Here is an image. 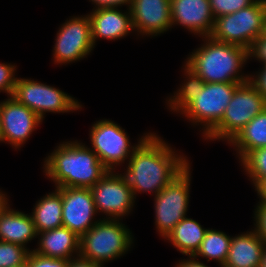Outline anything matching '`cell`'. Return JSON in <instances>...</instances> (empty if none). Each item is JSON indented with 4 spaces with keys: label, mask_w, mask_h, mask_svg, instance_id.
I'll use <instances>...</instances> for the list:
<instances>
[{
    "label": "cell",
    "mask_w": 266,
    "mask_h": 267,
    "mask_svg": "<svg viewBox=\"0 0 266 267\" xmlns=\"http://www.w3.org/2000/svg\"><path fill=\"white\" fill-rule=\"evenodd\" d=\"M89 1H92L93 4H95V9L93 8L92 10L100 8H118L122 5H126L129 9L132 3V0H89Z\"/></svg>",
    "instance_id": "836d02e7"
},
{
    "label": "cell",
    "mask_w": 266,
    "mask_h": 267,
    "mask_svg": "<svg viewBox=\"0 0 266 267\" xmlns=\"http://www.w3.org/2000/svg\"><path fill=\"white\" fill-rule=\"evenodd\" d=\"M146 133L140 138L137 145H131L130 140L122 127L114 121L103 119L96 121L90 130L92 150L108 170H115L131 157L138 145L149 135ZM116 165V166H115Z\"/></svg>",
    "instance_id": "30bf717a"
},
{
    "label": "cell",
    "mask_w": 266,
    "mask_h": 267,
    "mask_svg": "<svg viewBox=\"0 0 266 267\" xmlns=\"http://www.w3.org/2000/svg\"><path fill=\"white\" fill-rule=\"evenodd\" d=\"M44 161L45 176L55 187L91 188L108 169L85 144L67 141L59 144Z\"/></svg>",
    "instance_id": "7a4b0ae2"
},
{
    "label": "cell",
    "mask_w": 266,
    "mask_h": 267,
    "mask_svg": "<svg viewBox=\"0 0 266 267\" xmlns=\"http://www.w3.org/2000/svg\"><path fill=\"white\" fill-rule=\"evenodd\" d=\"M38 237V248L33 251L39 255L66 260L79 256L80 237L67 227L40 232Z\"/></svg>",
    "instance_id": "ac0fdd59"
},
{
    "label": "cell",
    "mask_w": 266,
    "mask_h": 267,
    "mask_svg": "<svg viewBox=\"0 0 266 267\" xmlns=\"http://www.w3.org/2000/svg\"><path fill=\"white\" fill-rule=\"evenodd\" d=\"M88 15L94 47L98 38L118 40L134 30L130 9L123 13L118 8H100Z\"/></svg>",
    "instance_id": "e0dca14e"
},
{
    "label": "cell",
    "mask_w": 266,
    "mask_h": 267,
    "mask_svg": "<svg viewBox=\"0 0 266 267\" xmlns=\"http://www.w3.org/2000/svg\"><path fill=\"white\" fill-rule=\"evenodd\" d=\"M1 120L0 142H8L16 149L23 146L43 121L12 96L1 102Z\"/></svg>",
    "instance_id": "5bb4252c"
},
{
    "label": "cell",
    "mask_w": 266,
    "mask_h": 267,
    "mask_svg": "<svg viewBox=\"0 0 266 267\" xmlns=\"http://www.w3.org/2000/svg\"><path fill=\"white\" fill-rule=\"evenodd\" d=\"M255 191H257L258 196L260 197L259 202L266 203V178H263L256 186Z\"/></svg>",
    "instance_id": "8d00e7d4"
},
{
    "label": "cell",
    "mask_w": 266,
    "mask_h": 267,
    "mask_svg": "<svg viewBox=\"0 0 266 267\" xmlns=\"http://www.w3.org/2000/svg\"><path fill=\"white\" fill-rule=\"evenodd\" d=\"M204 44L188 55L185 64L205 83H244L241 69L249 60V50L204 37ZM241 73V74H240Z\"/></svg>",
    "instance_id": "3957f363"
},
{
    "label": "cell",
    "mask_w": 266,
    "mask_h": 267,
    "mask_svg": "<svg viewBox=\"0 0 266 267\" xmlns=\"http://www.w3.org/2000/svg\"><path fill=\"white\" fill-rule=\"evenodd\" d=\"M37 236L38 233L31 214L13 210L9 204L0 213V241L25 247L29 241Z\"/></svg>",
    "instance_id": "ffe728a7"
},
{
    "label": "cell",
    "mask_w": 266,
    "mask_h": 267,
    "mask_svg": "<svg viewBox=\"0 0 266 267\" xmlns=\"http://www.w3.org/2000/svg\"><path fill=\"white\" fill-rule=\"evenodd\" d=\"M1 102H0V138H1Z\"/></svg>",
    "instance_id": "60d3db41"
},
{
    "label": "cell",
    "mask_w": 266,
    "mask_h": 267,
    "mask_svg": "<svg viewBox=\"0 0 266 267\" xmlns=\"http://www.w3.org/2000/svg\"><path fill=\"white\" fill-rule=\"evenodd\" d=\"M190 164L154 197L155 226L164 239L188 210L191 181Z\"/></svg>",
    "instance_id": "52a82bcc"
},
{
    "label": "cell",
    "mask_w": 266,
    "mask_h": 267,
    "mask_svg": "<svg viewBox=\"0 0 266 267\" xmlns=\"http://www.w3.org/2000/svg\"><path fill=\"white\" fill-rule=\"evenodd\" d=\"M260 267H266V247L263 251V256L261 258Z\"/></svg>",
    "instance_id": "f35d334b"
},
{
    "label": "cell",
    "mask_w": 266,
    "mask_h": 267,
    "mask_svg": "<svg viewBox=\"0 0 266 267\" xmlns=\"http://www.w3.org/2000/svg\"><path fill=\"white\" fill-rule=\"evenodd\" d=\"M264 241L252 229L232 237L227 259L222 267H260Z\"/></svg>",
    "instance_id": "d6986e66"
},
{
    "label": "cell",
    "mask_w": 266,
    "mask_h": 267,
    "mask_svg": "<svg viewBox=\"0 0 266 267\" xmlns=\"http://www.w3.org/2000/svg\"><path fill=\"white\" fill-rule=\"evenodd\" d=\"M171 0H132L130 12L134 31L157 36L172 28Z\"/></svg>",
    "instance_id": "9a60e30c"
},
{
    "label": "cell",
    "mask_w": 266,
    "mask_h": 267,
    "mask_svg": "<svg viewBox=\"0 0 266 267\" xmlns=\"http://www.w3.org/2000/svg\"><path fill=\"white\" fill-rule=\"evenodd\" d=\"M42 120L47 112L66 113L77 111L82 105L62 90L31 79L17 78L12 94Z\"/></svg>",
    "instance_id": "ba28073f"
},
{
    "label": "cell",
    "mask_w": 266,
    "mask_h": 267,
    "mask_svg": "<svg viewBox=\"0 0 266 267\" xmlns=\"http://www.w3.org/2000/svg\"><path fill=\"white\" fill-rule=\"evenodd\" d=\"M266 109V100L250 82L241 83L226 108L221 121L205 136L206 140L228 143L254 117Z\"/></svg>",
    "instance_id": "8992f818"
},
{
    "label": "cell",
    "mask_w": 266,
    "mask_h": 267,
    "mask_svg": "<svg viewBox=\"0 0 266 267\" xmlns=\"http://www.w3.org/2000/svg\"><path fill=\"white\" fill-rule=\"evenodd\" d=\"M30 251L21 245L0 241V267L25 265Z\"/></svg>",
    "instance_id": "4316f807"
},
{
    "label": "cell",
    "mask_w": 266,
    "mask_h": 267,
    "mask_svg": "<svg viewBox=\"0 0 266 267\" xmlns=\"http://www.w3.org/2000/svg\"><path fill=\"white\" fill-rule=\"evenodd\" d=\"M15 72V65L0 63V92H5L8 96H12L17 81V77L14 75Z\"/></svg>",
    "instance_id": "f1b7e54d"
},
{
    "label": "cell",
    "mask_w": 266,
    "mask_h": 267,
    "mask_svg": "<svg viewBox=\"0 0 266 267\" xmlns=\"http://www.w3.org/2000/svg\"><path fill=\"white\" fill-rule=\"evenodd\" d=\"M56 37L52 57L55 64H68L87 57L94 48L89 15L66 20Z\"/></svg>",
    "instance_id": "7c38bea8"
},
{
    "label": "cell",
    "mask_w": 266,
    "mask_h": 267,
    "mask_svg": "<svg viewBox=\"0 0 266 267\" xmlns=\"http://www.w3.org/2000/svg\"><path fill=\"white\" fill-rule=\"evenodd\" d=\"M68 267H104V266L78 256L69 260Z\"/></svg>",
    "instance_id": "e575fe53"
},
{
    "label": "cell",
    "mask_w": 266,
    "mask_h": 267,
    "mask_svg": "<svg viewBox=\"0 0 266 267\" xmlns=\"http://www.w3.org/2000/svg\"><path fill=\"white\" fill-rule=\"evenodd\" d=\"M232 237L223 231L208 229L199 249L193 257H203L207 261H217L222 267L227 259Z\"/></svg>",
    "instance_id": "cb8c5ba5"
},
{
    "label": "cell",
    "mask_w": 266,
    "mask_h": 267,
    "mask_svg": "<svg viewBox=\"0 0 266 267\" xmlns=\"http://www.w3.org/2000/svg\"><path fill=\"white\" fill-rule=\"evenodd\" d=\"M69 260L45 257L31 250L28 254L26 267H68Z\"/></svg>",
    "instance_id": "f546056e"
},
{
    "label": "cell",
    "mask_w": 266,
    "mask_h": 267,
    "mask_svg": "<svg viewBox=\"0 0 266 267\" xmlns=\"http://www.w3.org/2000/svg\"><path fill=\"white\" fill-rule=\"evenodd\" d=\"M171 24L183 26L202 38L210 36L215 18L209 0H171Z\"/></svg>",
    "instance_id": "2e32d148"
},
{
    "label": "cell",
    "mask_w": 266,
    "mask_h": 267,
    "mask_svg": "<svg viewBox=\"0 0 266 267\" xmlns=\"http://www.w3.org/2000/svg\"><path fill=\"white\" fill-rule=\"evenodd\" d=\"M228 144L235 147L240 161L250 151L266 147V109L254 117Z\"/></svg>",
    "instance_id": "603a6c76"
},
{
    "label": "cell",
    "mask_w": 266,
    "mask_h": 267,
    "mask_svg": "<svg viewBox=\"0 0 266 267\" xmlns=\"http://www.w3.org/2000/svg\"><path fill=\"white\" fill-rule=\"evenodd\" d=\"M132 244L131 231L120 219L104 218L80 236L79 257L104 266L126 254Z\"/></svg>",
    "instance_id": "277c9868"
},
{
    "label": "cell",
    "mask_w": 266,
    "mask_h": 267,
    "mask_svg": "<svg viewBox=\"0 0 266 267\" xmlns=\"http://www.w3.org/2000/svg\"><path fill=\"white\" fill-rule=\"evenodd\" d=\"M255 75H249V81L255 86L259 93L266 100V64Z\"/></svg>",
    "instance_id": "d6a6232c"
},
{
    "label": "cell",
    "mask_w": 266,
    "mask_h": 267,
    "mask_svg": "<svg viewBox=\"0 0 266 267\" xmlns=\"http://www.w3.org/2000/svg\"><path fill=\"white\" fill-rule=\"evenodd\" d=\"M263 3H264V8H265V11H266V0H262Z\"/></svg>",
    "instance_id": "b9f144b4"
},
{
    "label": "cell",
    "mask_w": 266,
    "mask_h": 267,
    "mask_svg": "<svg viewBox=\"0 0 266 267\" xmlns=\"http://www.w3.org/2000/svg\"><path fill=\"white\" fill-rule=\"evenodd\" d=\"M254 212L255 228L253 230L266 244V203L259 202Z\"/></svg>",
    "instance_id": "4dcf8cb0"
},
{
    "label": "cell",
    "mask_w": 266,
    "mask_h": 267,
    "mask_svg": "<svg viewBox=\"0 0 266 267\" xmlns=\"http://www.w3.org/2000/svg\"><path fill=\"white\" fill-rule=\"evenodd\" d=\"M62 194V226L79 237L88 232L99 220L90 188L56 187Z\"/></svg>",
    "instance_id": "4fadbf2b"
},
{
    "label": "cell",
    "mask_w": 266,
    "mask_h": 267,
    "mask_svg": "<svg viewBox=\"0 0 266 267\" xmlns=\"http://www.w3.org/2000/svg\"><path fill=\"white\" fill-rule=\"evenodd\" d=\"M197 259L198 258L189 256L187 260L186 259H183L181 261L179 260V263L176 264L175 267H208L203 262H200Z\"/></svg>",
    "instance_id": "d590c367"
},
{
    "label": "cell",
    "mask_w": 266,
    "mask_h": 267,
    "mask_svg": "<svg viewBox=\"0 0 266 267\" xmlns=\"http://www.w3.org/2000/svg\"><path fill=\"white\" fill-rule=\"evenodd\" d=\"M8 198L6 197V194H4L1 190H0V213L6 208V206L8 205Z\"/></svg>",
    "instance_id": "74e56055"
},
{
    "label": "cell",
    "mask_w": 266,
    "mask_h": 267,
    "mask_svg": "<svg viewBox=\"0 0 266 267\" xmlns=\"http://www.w3.org/2000/svg\"><path fill=\"white\" fill-rule=\"evenodd\" d=\"M184 75L186 76L180 88L174 92V96L167 99V104L171 111L181 113L199 93L203 90L205 82L186 64L184 65Z\"/></svg>",
    "instance_id": "d4e9b609"
},
{
    "label": "cell",
    "mask_w": 266,
    "mask_h": 267,
    "mask_svg": "<svg viewBox=\"0 0 266 267\" xmlns=\"http://www.w3.org/2000/svg\"><path fill=\"white\" fill-rule=\"evenodd\" d=\"M214 18L235 13L252 5L256 0H209Z\"/></svg>",
    "instance_id": "83f0119b"
},
{
    "label": "cell",
    "mask_w": 266,
    "mask_h": 267,
    "mask_svg": "<svg viewBox=\"0 0 266 267\" xmlns=\"http://www.w3.org/2000/svg\"><path fill=\"white\" fill-rule=\"evenodd\" d=\"M252 57L263 64H266V37L261 35L249 50V58Z\"/></svg>",
    "instance_id": "1f68e13d"
},
{
    "label": "cell",
    "mask_w": 266,
    "mask_h": 267,
    "mask_svg": "<svg viewBox=\"0 0 266 267\" xmlns=\"http://www.w3.org/2000/svg\"><path fill=\"white\" fill-rule=\"evenodd\" d=\"M240 162L254 187L266 178V147L250 151Z\"/></svg>",
    "instance_id": "484cf974"
},
{
    "label": "cell",
    "mask_w": 266,
    "mask_h": 267,
    "mask_svg": "<svg viewBox=\"0 0 266 267\" xmlns=\"http://www.w3.org/2000/svg\"><path fill=\"white\" fill-rule=\"evenodd\" d=\"M207 230L194 219L185 216L165 239L183 255L193 256L199 249Z\"/></svg>",
    "instance_id": "44dd1931"
},
{
    "label": "cell",
    "mask_w": 266,
    "mask_h": 267,
    "mask_svg": "<svg viewBox=\"0 0 266 267\" xmlns=\"http://www.w3.org/2000/svg\"><path fill=\"white\" fill-rule=\"evenodd\" d=\"M176 152L155 133L138 145L127 160L126 172L122 173L135 199L141 192L157 195L190 164L187 157Z\"/></svg>",
    "instance_id": "6da1fadb"
},
{
    "label": "cell",
    "mask_w": 266,
    "mask_h": 267,
    "mask_svg": "<svg viewBox=\"0 0 266 267\" xmlns=\"http://www.w3.org/2000/svg\"><path fill=\"white\" fill-rule=\"evenodd\" d=\"M241 83H205L198 94L180 114L194 124L203 126L205 137L222 119L226 108ZM203 123V124H202Z\"/></svg>",
    "instance_id": "9c48e42d"
},
{
    "label": "cell",
    "mask_w": 266,
    "mask_h": 267,
    "mask_svg": "<svg viewBox=\"0 0 266 267\" xmlns=\"http://www.w3.org/2000/svg\"><path fill=\"white\" fill-rule=\"evenodd\" d=\"M90 190L97 214L104 213L106 219L121 220L134 207L135 197L131 187L125 176L115 170H108Z\"/></svg>",
    "instance_id": "8fae6325"
},
{
    "label": "cell",
    "mask_w": 266,
    "mask_h": 267,
    "mask_svg": "<svg viewBox=\"0 0 266 267\" xmlns=\"http://www.w3.org/2000/svg\"><path fill=\"white\" fill-rule=\"evenodd\" d=\"M37 233L62 226V194L56 188L36 202L31 214Z\"/></svg>",
    "instance_id": "7402d4cb"
},
{
    "label": "cell",
    "mask_w": 266,
    "mask_h": 267,
    "mask_svg": "<svg viewBox=\"0 0 266 267\" xmlns=\"http://www.w3.org/2000/svg\"><path fill=\"white\" fill-rule=\"evenodd\" d=\"M266 11L262 0L241 10L215 18L210 35L213 40L241 46L250 50L264 33Z\"/></svg>",
    "instance_id": "5b68a950"
},
{
    "label": "cell",
    "mask_w": 266,
    "mask_h": 267,
    "mask_svg": "<svg viewBox=\"0 0 266 267\" xmlns=\"http://www.w3.org/2000/svg\"><path fill=\"white\" fill-rule=\"evenodd\" d=\"M263 35L266 37V16L264 19V33H263Z\"/></svg>",
    "instance_id": "ab89813d"
}]
</instances>
